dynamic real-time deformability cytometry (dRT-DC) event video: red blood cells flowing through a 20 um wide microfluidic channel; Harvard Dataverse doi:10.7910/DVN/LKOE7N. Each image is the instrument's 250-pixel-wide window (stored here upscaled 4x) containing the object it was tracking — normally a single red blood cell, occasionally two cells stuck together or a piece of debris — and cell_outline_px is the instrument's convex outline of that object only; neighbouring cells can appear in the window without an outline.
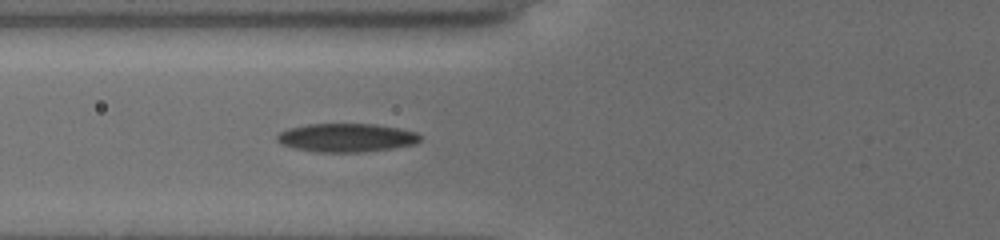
{"species": "common noctule bat (a hibernating species)", "species_latin": "Nyctalus noctula", "temperature_condition": "cold", "stored_images_in_passage": 39, "camera_frame_rate_fps": 3000, "um_per_image_px": 0.085, "animal": {"sex": "female", "body_mass_g": 19.5, "forearm_length_mm": 54.1}, "frame": {"image": 1, "passage_image": 20, "time_ms": 6.667, "image_size_px": [1000, 240], "cell_outline_px": [[420, 140], [416, 144], [392, 148], [364, 152], [312, 152], [292, 148], [280, 144], [276, 140], [276, 136], [280, 132], [288, 128], [308, 124], [376, 124], [400, 128], [416, 132], [420, 136]], "centroid_in_image_um": [29.42, 11.71], "position_along_channel_um": 96.4, "area_um2": 24.04}}
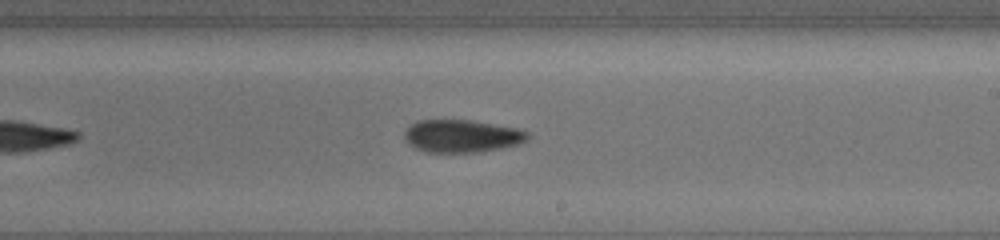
{"frame": {"image": 2, "passage_image": 32, "time_ms": 10.667, "image_size_px": [1000, 240], "cell_outline_px": [[528, 140], [520, 144], [480, 152], [424, 152], [416, 148], [404, 140], [404, 132], [416, 120], [472, 120], [516, 128], [528, 132]], "centroid_in_image_um": [39.25, 11.56], "position_along_channel_um": 249.7, "area_um2": 23.47}}
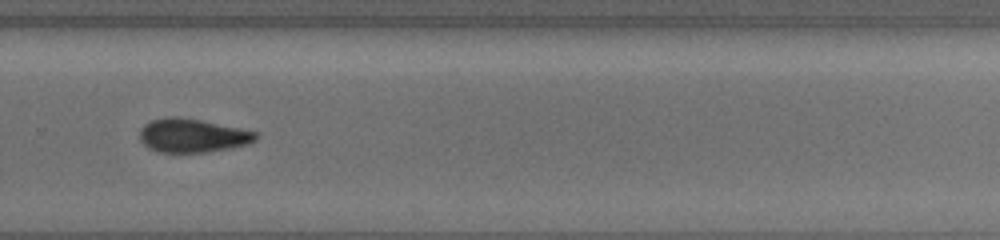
{"frame": {"image": 3, "passage_image": 37, "time_ms": 12.333, "image_size_px": [1000, 240], "cell_outline_px": [[260, 136], [256, 140], [248, 144], [208, 152], [160, 152], [148, 148], [140, 140], [140, 128], [144, 124], [152, 120], [168, 116], [176, 116], [200, 120], [260, 132]], "centroid_in_image_um": [16.38, 11.51], "position_along_channel_um": 313.4, "area_um2": 22.89}}